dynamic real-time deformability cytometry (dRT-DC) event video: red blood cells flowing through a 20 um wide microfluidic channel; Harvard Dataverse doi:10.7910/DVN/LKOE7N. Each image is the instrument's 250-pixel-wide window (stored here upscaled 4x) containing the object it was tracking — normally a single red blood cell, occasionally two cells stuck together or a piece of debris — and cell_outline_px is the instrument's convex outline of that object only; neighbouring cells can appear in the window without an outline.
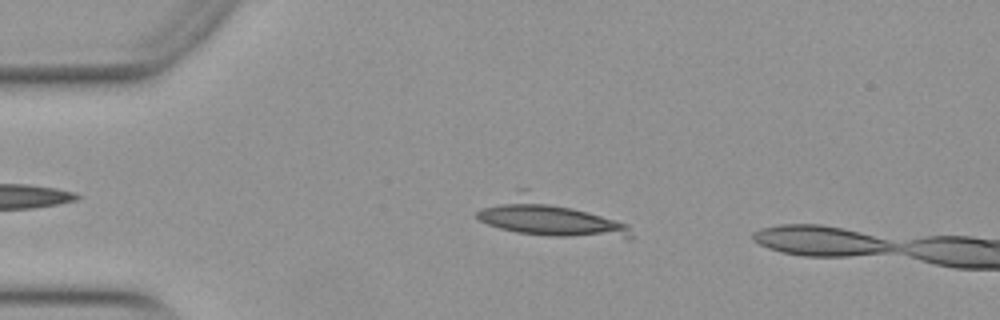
{"species": "Egyptian fruit bat (a non-hibernating species)", "species_latin": "Rousettus aegyptiacus", "temperature_condition": "warm", "stored_images_in_passage": 5, "camera_frame_rate_fps": 3000, "um_per_image_px": 0.085, "animal": {"sex": "female"}, "frame": {"image": 1, "passage_image": 2, "time_ms": 0.333, "image_size_px": [1000, 320], "cell_outline_px": [[632, 240], [628, 240], [548, 236], [516, 232], [500, 228], [488, 224], [480, 220], [476, 216], [476, 212], [480, 208], [516, 188], [528, 188], [628, 224], [632, 236]], "centroid_in_image_um": [46.71, 18.47], "position_along_channel_um": 38.3, "area_um2": 34.56}}